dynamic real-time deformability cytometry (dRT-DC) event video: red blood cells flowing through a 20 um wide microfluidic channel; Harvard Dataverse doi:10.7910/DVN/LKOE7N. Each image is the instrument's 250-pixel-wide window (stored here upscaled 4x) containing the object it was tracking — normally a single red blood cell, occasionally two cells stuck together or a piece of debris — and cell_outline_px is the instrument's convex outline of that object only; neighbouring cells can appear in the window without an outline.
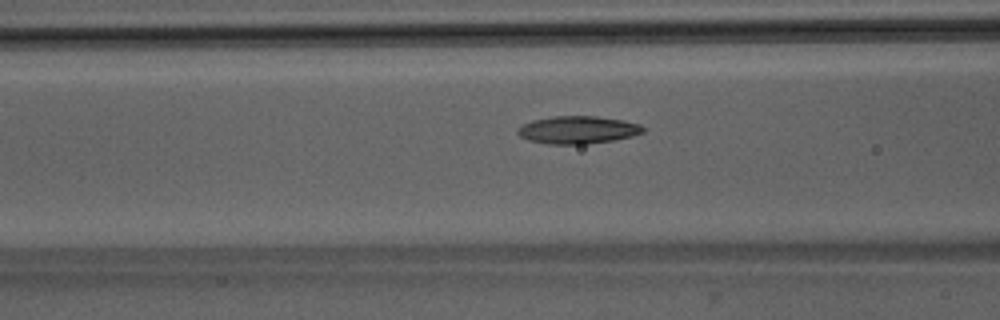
{"species": "Egyptian fruit bat (a non-hibernating species)", "species_latin": "Rousettus aegyptiacus", "temperature_condition": "room temperature", "stored_images_in_passage": 34, "camera_frame_rate_fps": 3000, "um_per_image_px": 0.085, "animal": {"sex": "male"}, "frame": {"image": 1, "passage_image": 6, "time_ms": 1.667, "image_size_px": [1000, 320], "cell_outline_px": [[644, 132], [632, 136], [612, 140], [584, 144], [548, 144], [528, 140], [520, 136], [516, 132], [516, 128], [532, 120], [552, 116], [596, 116], [624, 120], [640, 124], [644, 128]], "centroid_in_image_um": [49.09, 11.03], "position_along_channel_um": 117.5, "area_um2": 20.23}}
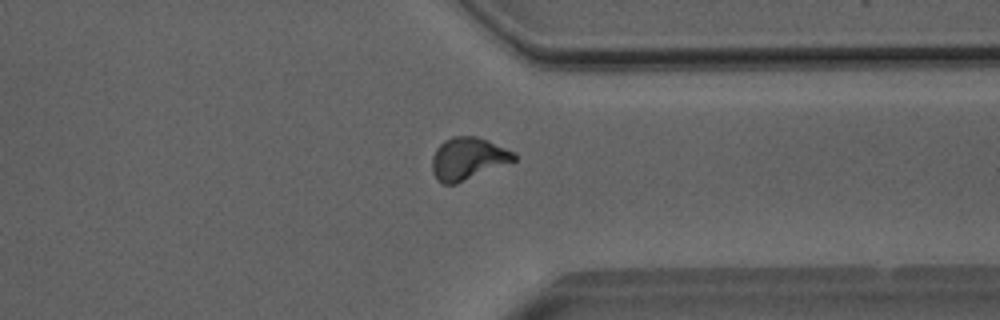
{"frame": {"image": 2, "passage_image": 25, "time_ms": 8.0, "image_size_px": [1000, 320], "cell_outline_px": [[516, 160], [456, 184], [444, 184], [436, 180], [432, 172], [432, 156], [436, 148], [444, 140], [452, 136], [476, 136], [488, 140], [516, 152]], "centroid_in_image_um": [39.76, 13.47], "position_along_channel_um": 371.6, "area_um2": 20.35}}
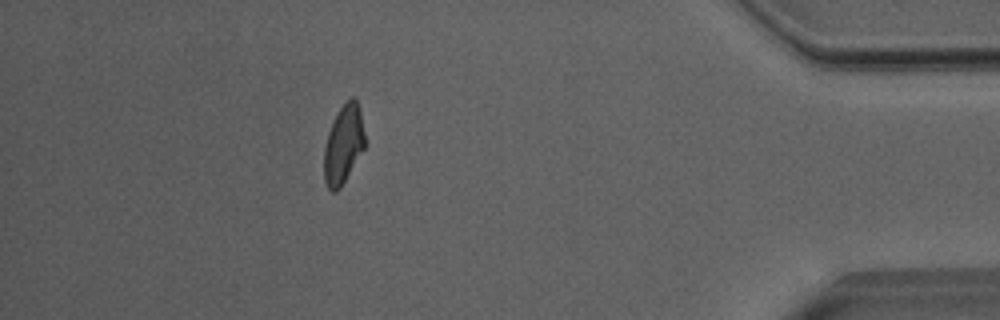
{"frame": {"image": 3, "passage_image": 31, "time_ms": 10.0, "image_size_px": [1000, 320], "cell_outline_px": [[364, 148], [340, 188], [336, 192], [332, 192], [328, 188], [324, 180], [324, 148], [328, 132], [340, 108], [352, 96], [356, 100], [360, 108], [364, 132]], "centroid_in_image_um": [29.18, 12.29], "position_along_channel_um": 406.0, "area_um2": 18.38}}